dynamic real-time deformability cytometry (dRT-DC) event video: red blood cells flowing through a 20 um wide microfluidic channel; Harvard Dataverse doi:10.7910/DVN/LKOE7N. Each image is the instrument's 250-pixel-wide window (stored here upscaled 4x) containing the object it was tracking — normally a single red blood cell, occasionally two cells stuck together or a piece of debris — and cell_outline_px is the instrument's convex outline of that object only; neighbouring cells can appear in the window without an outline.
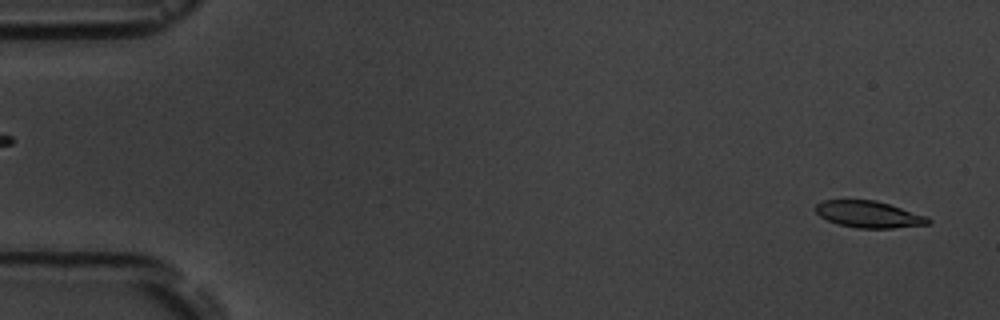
{"species": "common noctule bat (a hibernating species)", "species_latin": "Nyctalus noctula", "temperature_condition": "room temperature", "stored_images_in_passage": 3, "camera_frame_rate_fps": 3000, "um_per_image_px": 0.085, "animal": {"sex": "male", "body_mass_g": 19.5, "forearm_length_mm": 54.6}, "frame": {"image": 1, "passage_image": 3, "time_ms": 2.0, "image_size_px": [1000, 320], "cell_outline_px": [[932, 224], [892, 228], [856, 228], [840, 224], [828, 220], [820, 216], [816, 212], [816, 204], [824, 200], [876, 200], [928, 216], [932, 220]], "centroid_in_image_um": [73.91, 18.22], "position_along_channel_um": 11.1, "area_um2": 17.51}}